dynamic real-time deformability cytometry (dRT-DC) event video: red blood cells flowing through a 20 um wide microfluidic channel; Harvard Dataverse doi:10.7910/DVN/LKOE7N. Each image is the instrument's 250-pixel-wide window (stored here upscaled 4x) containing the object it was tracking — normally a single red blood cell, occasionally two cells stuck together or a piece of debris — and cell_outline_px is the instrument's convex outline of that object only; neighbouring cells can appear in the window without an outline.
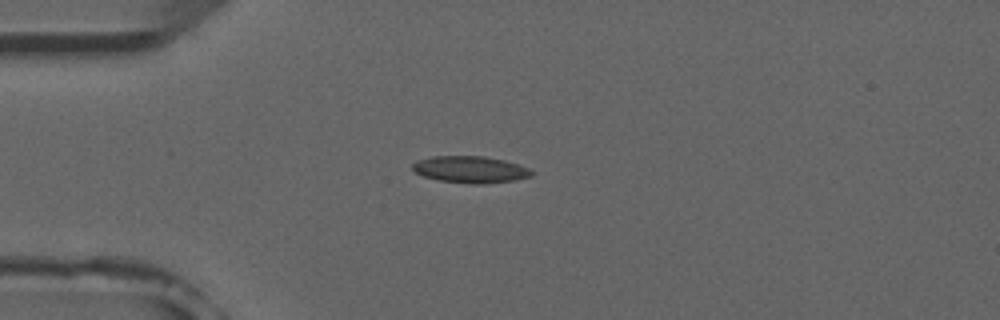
{"species": "common noctule bat (a hibernating species)", "species_latin": "Nyctalus noctula", "temperature_condition": "room temperature", "stored_images_in_passage": 5, "camera_frame_rate_fps": 3000, "um_per_image_px": 0.085, "animal": {"sex": "male", "forearm_length_mm": 52.5}, "frame": {"image": 1, "passage_image": 3, "time_ms": 2.333, "image_size_px": [1000, 320], "cell_outline_px": [[532, 176], [512, 180], [484, 184], [472, 184], [440, 180], [424, 176], [416, 172], [412, 168], [412, 164], [416, 160], [432, 156], [484, 156], [504, 160], [528, 168], [532, 172]], "centroid_in_image_um": [39.95, 14.4], "position_along_channel_um": 45.1, "area_um2": 18.38}}
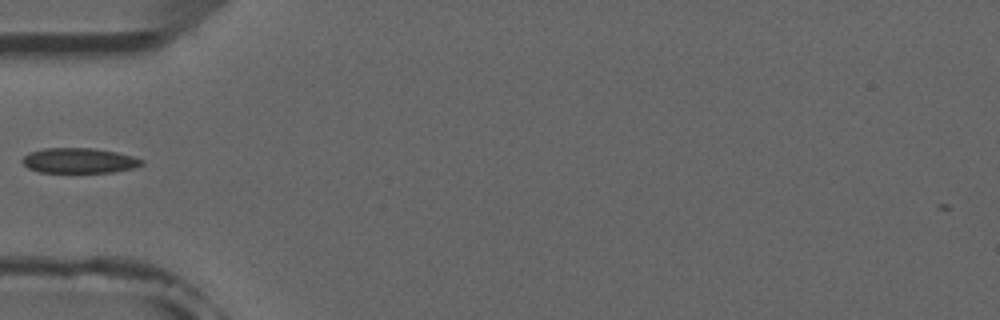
{"frame": {"image": 2, "passage_image": 4, "time_ms": 3.667, "image_size_px": [1000, 320], "cell_outline_px": [[144, 164], [136, 168], [112, 172], [40, 172], [28, 168], [20, 160], [28, 152], [44, 148], [92, 148], [116, 152], [132, 156], [144, 160]], "centroid_in_image_um": [6.73, 13.65], "position_along_channel_um": 78.3, "area_um2": 17.57}}
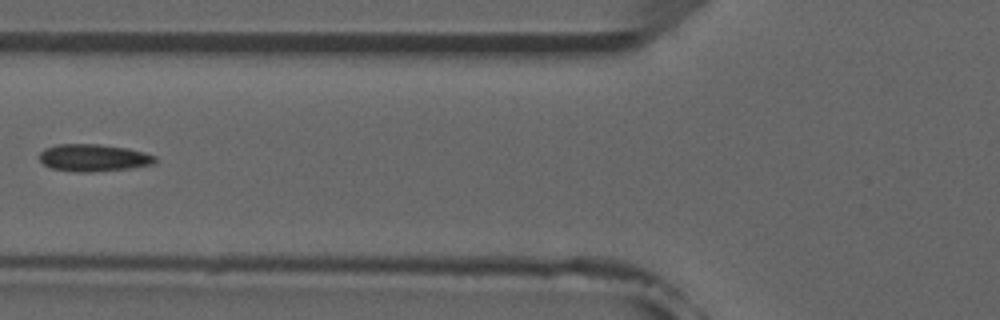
{"frame": {"image": 3, "passage_image": 5, "time_ms": 4.667, "image_size_px": [1000, 320], "cell_outline_px": [[156, 160], [152, 164], [128, 168], [92, 172], [76, 172], [52, 168], [44, 164], [40, 160], [40, 152], [44, 148], [56, 144], [100, 144], [128, 148], [144, 152], [156, 156]], "centroid_in_image_um": [7.93, 13.4], "position_along_channel_um": 117.9, "area_um2": 18.32}}